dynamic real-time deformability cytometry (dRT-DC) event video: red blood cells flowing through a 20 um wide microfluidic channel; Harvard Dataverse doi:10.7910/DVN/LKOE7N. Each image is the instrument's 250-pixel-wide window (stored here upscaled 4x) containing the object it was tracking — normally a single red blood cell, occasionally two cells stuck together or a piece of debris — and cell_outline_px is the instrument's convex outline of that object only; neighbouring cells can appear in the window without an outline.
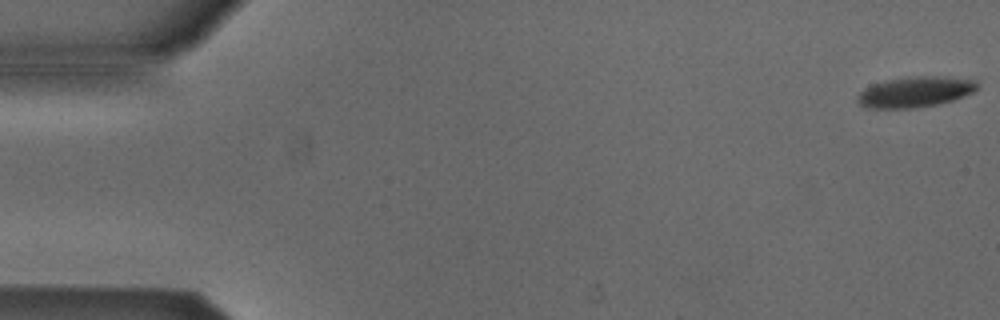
{"species": "Egyptian fruit bat (a non-hibernating species)", "species_latin": "Rousettus aegyptiacus", "temperature_condition": "cold", "stored_images_in_passage": 17, "camera_frame_rate_fps": 3000, "um_per_image_px": 0.085, "animal": {"sex": "male"}, "frame": {"image": 1, "passage_image": 1, "time_ms": 0.0, "image_size_px": [1000, 320], "cell_outline_px": [[980, 88], [964, 96], [952, 100], [936, 104], [916, 108], [864, 108], [856, 100], [856, 96], [864, 88], [872, 84], [884, 80], [916, 76], [948, 76], [976, 80]], "centroid_in_image_um": [77.78, 7.8], "position_along_channel_um": 7.2, "area_um2": 21.62}}
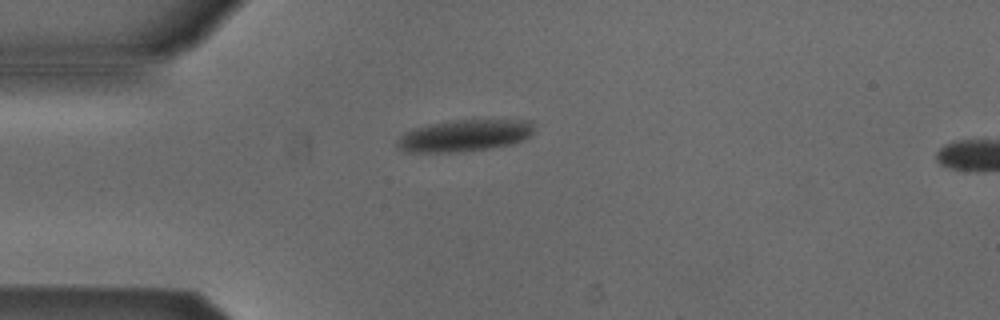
{"frame": {"image": 2, "passage_image": 14, "time_ms": 4.333, "image_size_px": [1000, 320], "cell_outline_px": [[532, 132], [528, 136], [512, 144], [488, 148], [460, 152], [404, 152], [396, 148], [396, 140], [404, 132], [412, 128], [432, 124], [456, 120], [532, 120]], "centroid_in_image_um": [39.4, 11.53], "position_along_channel_um": 45.6, "area_um2": 25.26}}